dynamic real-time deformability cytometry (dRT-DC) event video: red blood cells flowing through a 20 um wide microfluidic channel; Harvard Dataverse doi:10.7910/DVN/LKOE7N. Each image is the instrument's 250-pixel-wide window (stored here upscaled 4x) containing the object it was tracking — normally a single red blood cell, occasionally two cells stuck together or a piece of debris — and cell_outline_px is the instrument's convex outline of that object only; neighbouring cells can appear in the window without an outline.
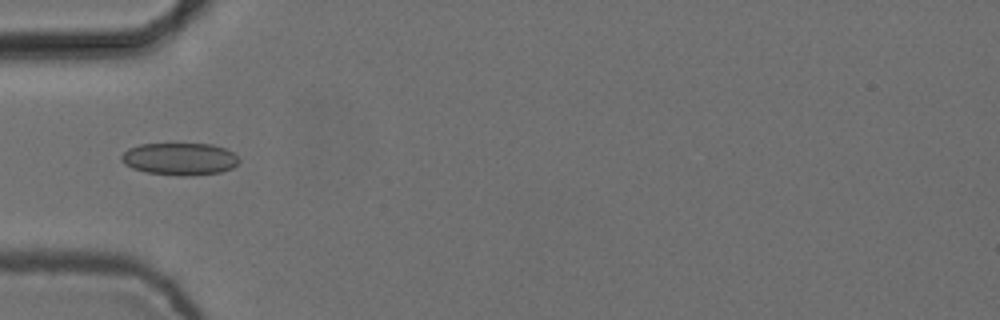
{"species": "common noctule bat (a hibernating species)", "species_latin": "Nyctalus noctula", "temperature_condition": "cold", "stored_images_in_passage": 6, "camera_frame_rate_fps": 3000, "um_per_image_px": 0.085, "animal": {"sex": "female", "body_mass_g": 24.6, "forearm_length_mm": 56.2}, "frame": {"image": 1, "passage_image": 3, "time_ms": 0.667, "image_size_px": [1000, 320], "cell_outline_px": [[240, 160], [232, 168], [220, 172], [184, 176], [176, 176], [148, 172], [132, 168], [124, 164], [120, 160], [120, 156], [128, 148], [140, 144], [212, 144], [224, 148], [232, 152]], "centroid_in_image_um": [15.24, 13.51], "position_along_channel_um": 69.8, "area_um2": 22.08}}
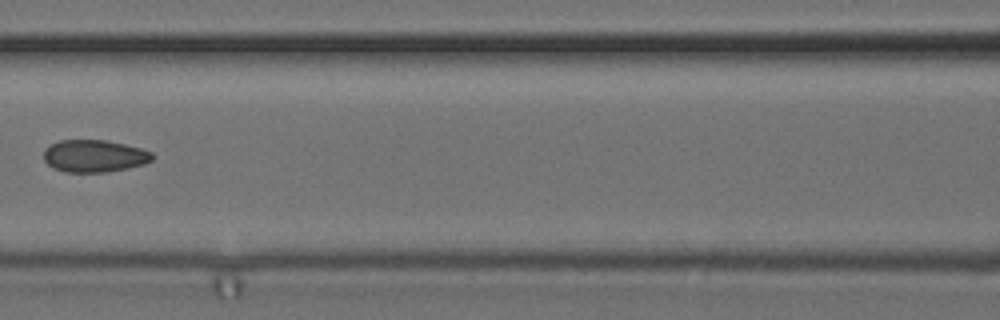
{"frame": {"image": 2, "passage_image": 5, "time_ms": 1.333, "image_size_px": [1000, 320], "cell_outline_px": [[156, 156], [152, 160], [144, 164], [128, 168], [104, 172], [64, 172], [52, 168], [44, 160], [44, 148], [60, 140], [104, 140], [124, 144], [140, 148], [152, 152]], "centroid_in_image_um": [8.02, 13.26], "position_along_channel_um": 158.6, "area_um2": 20.52}}
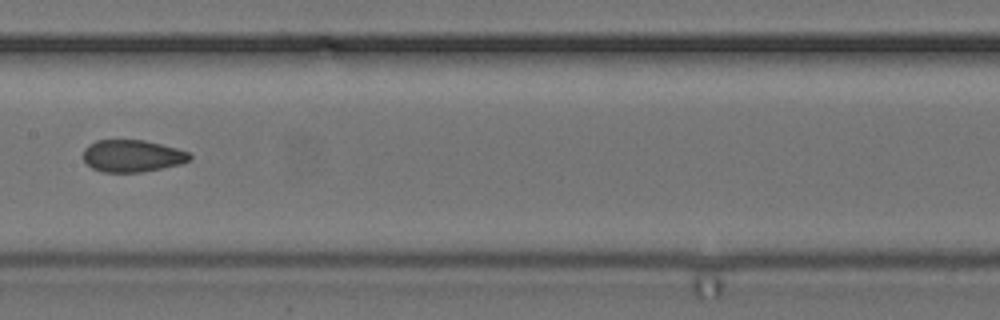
{"frame": {"image": 3, "passage_image": 6, "time_ms": 1.667, "image_size_px": [1000, 320], "cell_outline_px": [[192, 156], [188, 160], [180, 164], [140, 172], [104, 172], [92, 168], [84, 160], [84, 148], [88, 144], [96, 140], [144, 140], [176, 148], [188, 152]], "centroid_in_image_um": [11.21, 13.24], "position_along_channel_um": 196.2, "area_um2": 19.71}}